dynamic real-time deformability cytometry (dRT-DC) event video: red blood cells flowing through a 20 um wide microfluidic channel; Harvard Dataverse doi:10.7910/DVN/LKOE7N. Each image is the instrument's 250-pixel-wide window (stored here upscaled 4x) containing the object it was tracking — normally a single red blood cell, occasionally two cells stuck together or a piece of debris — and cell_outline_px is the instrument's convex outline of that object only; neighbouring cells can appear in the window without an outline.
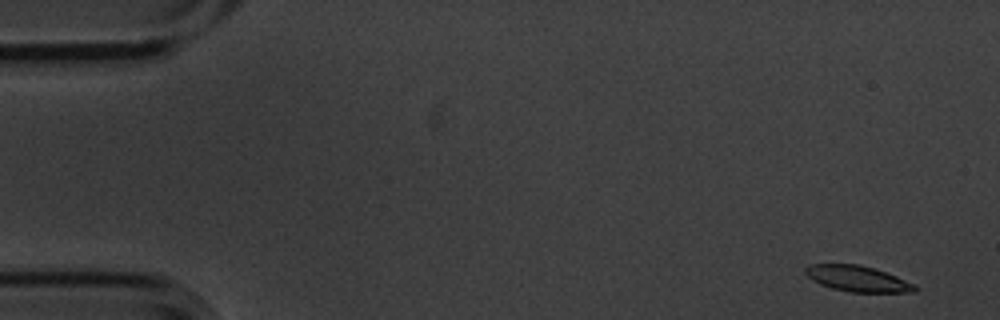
{"species": "common noctule bat (a hibernating species)", "species_latin": "Nyctalus noctula", "temperature_condition": "cold", "stored_images_in_passage": 5, "camera_frame_rate_fps": 3000, "um_per_image_px": 0.085, "animal": {"sex": "male", "body_mass_g": 20.1, "forearm_length_mm": 53.5}, "frame": {"image": 1, "passage_image": 1, "time_ms": 0.0, "image_size_px": [1000, 320], "cell_outline_px": [[920, 288], [916, 292], [848, 292], [832, 288], [820, 284], [812, 280], [804, 272], [804, 268], [808, 264], [860, 264], [896, 276], [916, 284]], "centroid_in_image_um": [72.9, 23.69], "position_along_channel_um": 12.1, "area_um2": 16.59}}
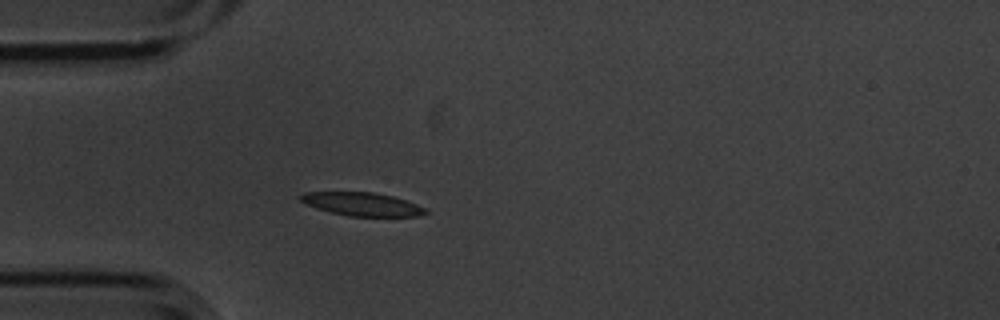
{"frame": {"image": 2, "passage_image": 5, "time_ms": 1.333, "image_size_px": [1000, 320], "cell_outline_px": [[428, 212], [416, 216], [348, 216], [316, 208], [304, 204], [296, 196], [304, 192], [372, 192], [392, 196], [416, 204], [424, 208]], "centroid_in_image_um": [30.69, 17.34], "position_along_channel_um": 54.3, "area_um2": 16.88}}